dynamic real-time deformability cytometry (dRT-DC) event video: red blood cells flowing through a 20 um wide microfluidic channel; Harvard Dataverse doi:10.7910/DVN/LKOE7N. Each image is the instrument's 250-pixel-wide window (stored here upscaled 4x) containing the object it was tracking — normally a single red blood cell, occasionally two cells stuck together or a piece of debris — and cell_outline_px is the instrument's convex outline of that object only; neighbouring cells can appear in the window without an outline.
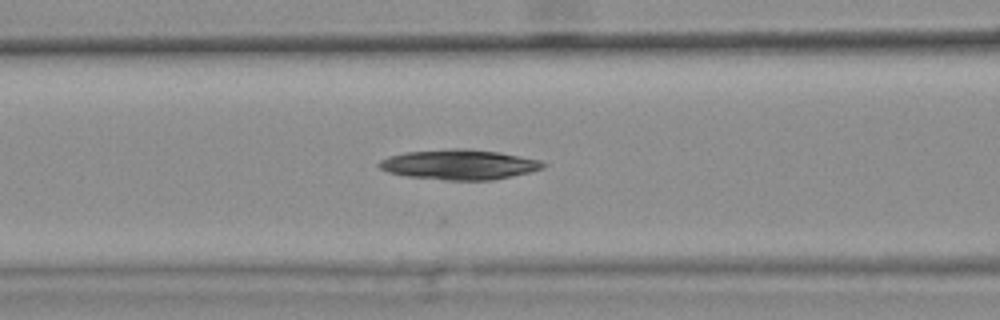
{"species": "common noctule bat (a hibernating species)", "species_latin": "Nyctalus noctula", "temperature_condition": "warm", "stored_images_in_passage": 31, "camera_frame_rate_fps": 3000, "um_per_image_px": 0.085, "animal": {"sex": "female", "body_mass_g": 25.1}, "frame": {"image": 1, "passage_image": 15, "time_ms": 4.667, "image_size_px": [1000, 320], "cell_outline_px": [[548, 164], [544, 168], [512, 176], [492, 180], [444, 180], [408, 176], [388, 172], [380, 168], [376, 164], [380, 160], [388, 156], [404, 152], [452, 148], [468, 148], [500, 152], [540, 160]], "centroid_in_image_um": [39.03, 13.97], "position_along_channel_um": 127.6, "area_um2": 28.9}}